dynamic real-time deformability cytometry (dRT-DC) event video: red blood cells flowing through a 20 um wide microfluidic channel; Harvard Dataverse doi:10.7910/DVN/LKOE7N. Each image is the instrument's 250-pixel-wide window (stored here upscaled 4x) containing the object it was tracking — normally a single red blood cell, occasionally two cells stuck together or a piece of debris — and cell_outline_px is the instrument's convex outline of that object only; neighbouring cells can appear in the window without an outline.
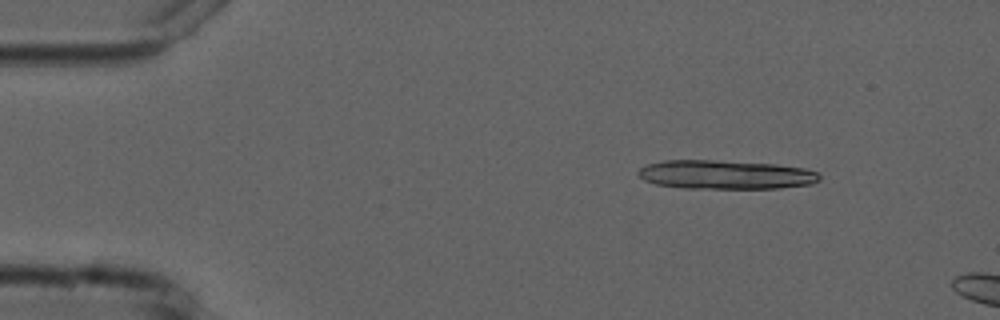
{"species": "common noctule bat (a hibernating species)", "species_latin": "Nyctalus noctula", "temperature_condition": "cold", "stored_images_in_passage": 3, "camera_frame_rate_fps": 3000, "um_per_image_px": 0.085, "animal": {"sex": "male", "forearm_length_mm": 52.5}, "frame": {"image": 1, "passage_image": 2, "time_ms": 1.0, "image_size_px": [1000, 320], "cell_outline_px": [[820, 180], [812, 184], [780, 188], [684, 188], [656, 184], [644, 180], [636, 172], [640, 168], [648, 164], [664, 160], [712, 160], [776, 164], [804, 168], [820, 172]], "centroid_in_image_um": [61.7, 14.84], "position_along_channel_um": 23.3, "area_um2": 30.63}}